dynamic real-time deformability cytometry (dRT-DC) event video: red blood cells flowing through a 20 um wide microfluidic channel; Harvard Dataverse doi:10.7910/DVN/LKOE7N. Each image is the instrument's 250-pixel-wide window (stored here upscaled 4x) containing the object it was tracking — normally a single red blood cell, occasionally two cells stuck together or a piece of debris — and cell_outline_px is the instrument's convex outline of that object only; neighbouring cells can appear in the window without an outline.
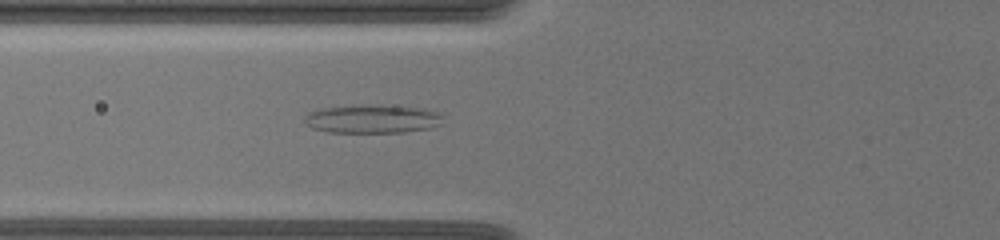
{"species": "common noctule bat (a hibernating species)", "species_latin": "Nyctalus noctula", "temperature_condition": "warm", "stored_images_in_passage": 40, "camera_frame_rate_fps": 3000, "um_per_image_px": 0.085, "animal": {"sex": "female", "body_mass_g": 19.5, "forearm_length_mm": 54.1}, "frame": {"image": 1, "passage_image": 25, "time_ms": 8.333, "image_size_px": [1000, 240], "cell_outline_px": [[444, 116], [440, 124], [428, 128], [404, 132], [328, 132], [312, 128], [304, 120], [304, 116], [308, 112], [324, 108], [360, 104], [420, 108], [436, 112]], "centroid_in_image_um": [31.62, 10.11], "position_along_channel_um": 94.2, "area_um2": 22.77}}
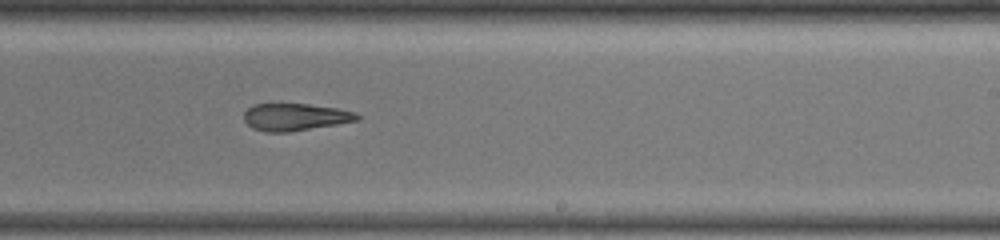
{"frame": {"image": 2, "passage_image": 31, "time_ms": 13.0, "image_size_px": [1000, 240], "cell_outline_px": [[360, 120], [288, 132], [264, 132], [252, 128], [244, 120], [244, 112], [252, 104], [308, 104], [336, 108], [356, 112], [360, 116]], "centroid_in_image_um": [25.08, 9.94], "position_along_channel_um": 263.9, "area_um2": 17.92}}
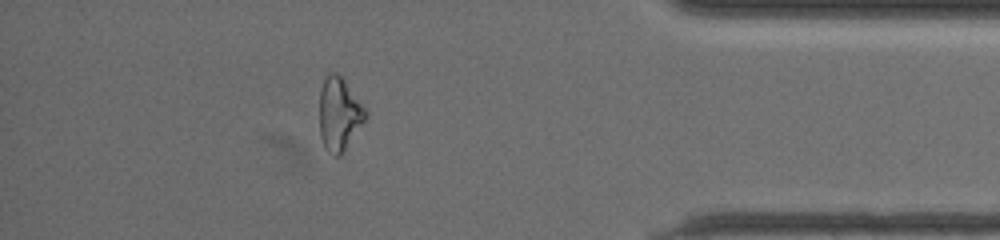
{"frame": {"image": 3, "passage_image": 38, "time_ms": 17.667, "image_size_px": [1000, 240], "cell_outline_px": [[368, 116], [340, 156], [336, 156], [328, 152], [324, 148], [320, 136], [320, 88], [324, 76], [328, 72], [336, 72], [344, 80], [368, 112]], "centroid_in_image_um": [28.81, 9.68], "position_along_channel_um": 406.4, "area_um2": 19.65}, "authors_computed_cell_mechanics": {"area_um2": 26.1834, "velocity_mm_per_s": 3.6362, "shape_relaxation_time_tau1_ms": null, "shape_relaxation_time_tau2_ms": 2.608, "deformation_change_tau1": null, "deformation_change_tau2": 0.1243}}